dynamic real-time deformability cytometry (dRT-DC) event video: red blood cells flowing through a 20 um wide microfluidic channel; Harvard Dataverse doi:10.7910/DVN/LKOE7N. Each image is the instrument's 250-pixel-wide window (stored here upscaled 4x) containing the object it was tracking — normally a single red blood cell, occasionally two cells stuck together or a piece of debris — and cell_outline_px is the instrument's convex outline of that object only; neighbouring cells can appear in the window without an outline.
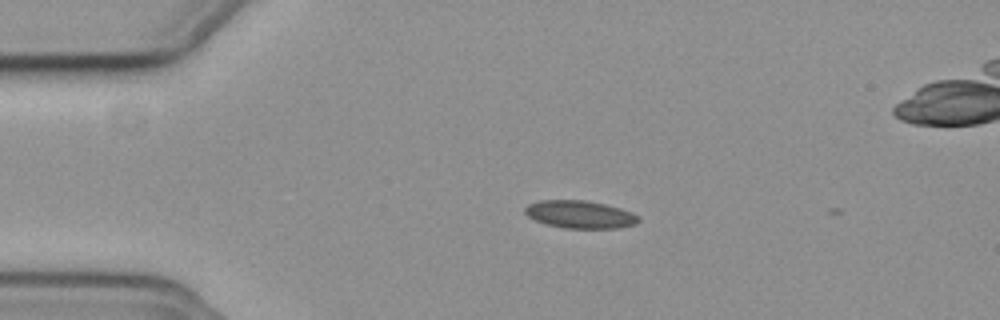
{"species": "common noctule bat (a hibernating species)", "species_latin": "Nyctalus noctula", "temperature_condition": "cold", "stored_images_in_passage": 5, "camera_frame_rate_fps": 3000, "um_per_image_px": 0.085, "animal": {"sex": "female", "body_mass_g": 19.3, "forearm_length_mm": 54.1}, "frame": {"image": 1, "passage_image": 1, "time_ms": 0.0, "image_size_px": [1000, 320], "cell_outline_px": [[640, 220], [636, 224], [620, 228], [564, 228], [544, 224], [528, 216], [524, 212], [524, 208], [528, 204], [540, 200], [584, 200], [604, 204], [620, 208], [632, 212]], "centroid_in_image_um": [49.28, 18.23], "position_along_channel_um": 35.7, "area_um2": 18.32}}